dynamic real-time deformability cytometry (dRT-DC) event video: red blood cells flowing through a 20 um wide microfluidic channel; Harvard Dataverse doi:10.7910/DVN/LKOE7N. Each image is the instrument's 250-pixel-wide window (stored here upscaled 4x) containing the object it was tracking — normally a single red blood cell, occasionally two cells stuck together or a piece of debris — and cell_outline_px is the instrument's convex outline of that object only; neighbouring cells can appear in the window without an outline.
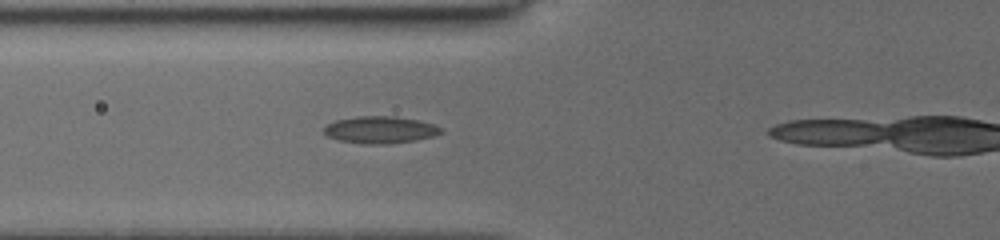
{"species": "common noctule bat (a hibernating species)", "species_latin": "Nyctalus noctula", "temperature_condition": "cold", "stored_images_in_passage": 7, "camera_frame_rate_fps": 3000, "um_per_image_px": 0.085, "animal": {"sex": "female", "body_mass_g": 19.5, "forearm_length_mm": 54.1}, "frame": {"image": 1, "passage_image": 3, "time_ms": 1.0, "image_size_px": [1000, 240], "cell_outline_px": [[444, 132], [432, 136], [416, 140], [388, 144], [364, 144], [340, 140], [328, 136], [324, 132], [324, 128], [328, 124], [336, 120], [356, 116], [396, 116], [416, 120], [432, 124], [440, 128]], "centroid_in_image_um": [32.31, 11.03], "position_along_channel_um": 93.5, "area_um2": 18.26}}
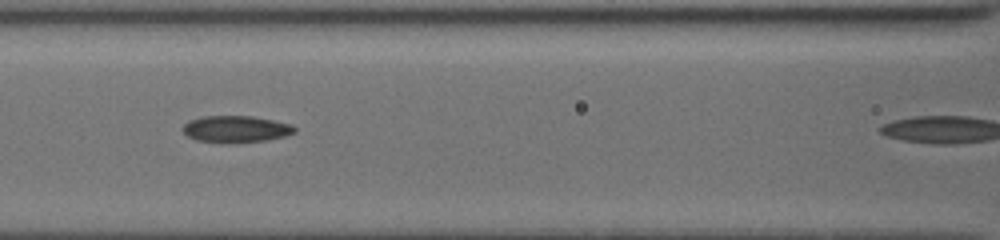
{"frame": {"image": 2, "passage_image": 5, "time_ms": 2.333, "image_size_px": [1000, 240], "cell_outline_px": [[296, 132], [284, 136], [264, 140], [196, 140], [188, 136], [184, 132], [184, 124], [188, 120], [200, 116], [252, 116], [292, 124], [296, 128]], "centroid_in_image_um": [20.07, 10.91], "position_along_channel_um": 146.5, "area_um2": 16.53}}